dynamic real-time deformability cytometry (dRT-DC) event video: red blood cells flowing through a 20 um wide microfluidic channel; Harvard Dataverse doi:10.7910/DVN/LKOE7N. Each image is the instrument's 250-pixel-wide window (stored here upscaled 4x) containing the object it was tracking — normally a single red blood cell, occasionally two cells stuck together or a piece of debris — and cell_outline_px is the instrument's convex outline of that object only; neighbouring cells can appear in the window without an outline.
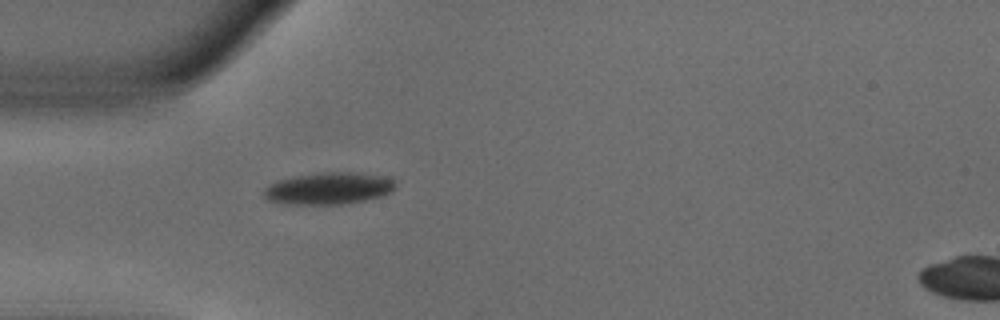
{"species": "common noctule bat (a hibernating species)", "species_latin": "Nyctalus noctula", "temperature_condition": "warm", "stored_images_in_passage": 33, "camera_frame_rate_fps": 3000, "um_per_image_px": 0.085, "animal": {"sex": "male", "body_mass_g": 18.8}, "frame": {"image": 1, "passage_image": 1, "time_ms": 0.0, "image_size_px": [1000, 320], "cell_outline_px": [[396, 184], [392, 192], [384, 196], [364, 200], [340, 204], [288, 204], [268, 200], [264, 196], [264, 188], [268, 184], [292, 176], [320, 172], [352, 172], [384, 176], [392, 180]], "centroid_in_image_um": [27.93, 16.01], "position_along_channel_um": 57.1, "area_um2": 24.51}}
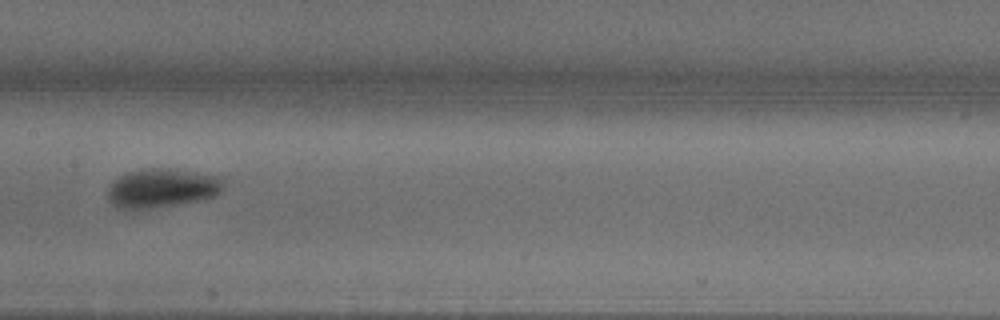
{"frame": {"image": 2, "passage_image": 12, "time_ms": 3.667, "image_size_px": [1000, 320], "cell_outline_px": [[224, 188], [216, 196], [200, 200], [176, 204], [148, 208], [120, 208], [108, 196], [108, 188], [120, 176], [128, 172], [148, 168], [168, 168], [224, 176]], "centroid_in_image_um": [13.88, 15.96], "position_along_channel_um": 193.5, "area_um2": 26.01}}
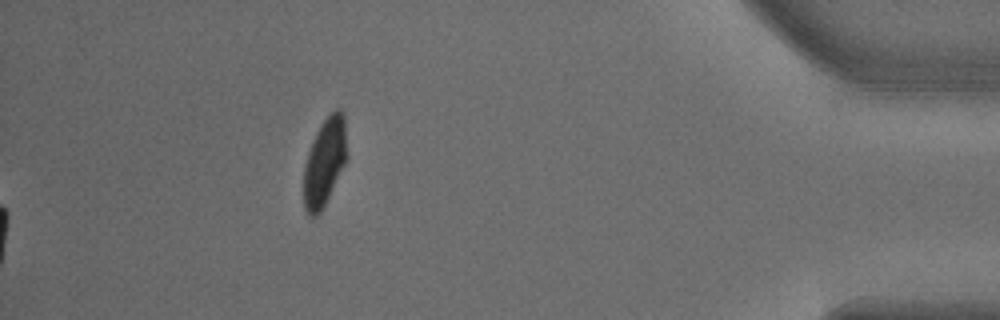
{"frame": {"image": 3, "passage_image": 33, "time_ms": 10.667, "image_size_px": [1000, 320], "cell_outline_px": [[348, 156], [320, 212], [316, 216], [308, 216], [304, 208], [304, 164], [312, 140], [320, 124], [336, 108], [340, 108], [344, 112]], "centroid_in_image_um": [27.59, 13.71], "position_along_channel_um": 407.6, "area_um2": 22.02}, "authors_computed_cell_mechanics": {"area_um2": 24.854, "velocity_mm_per_s": 3.8125, "shape_relaxation_time_tau1_ms": 5.0612, "shape_relaxation_time_tau2_ms": null, "deformation_change_tau1": 0.1864, "deformation_change_tau2": null}}